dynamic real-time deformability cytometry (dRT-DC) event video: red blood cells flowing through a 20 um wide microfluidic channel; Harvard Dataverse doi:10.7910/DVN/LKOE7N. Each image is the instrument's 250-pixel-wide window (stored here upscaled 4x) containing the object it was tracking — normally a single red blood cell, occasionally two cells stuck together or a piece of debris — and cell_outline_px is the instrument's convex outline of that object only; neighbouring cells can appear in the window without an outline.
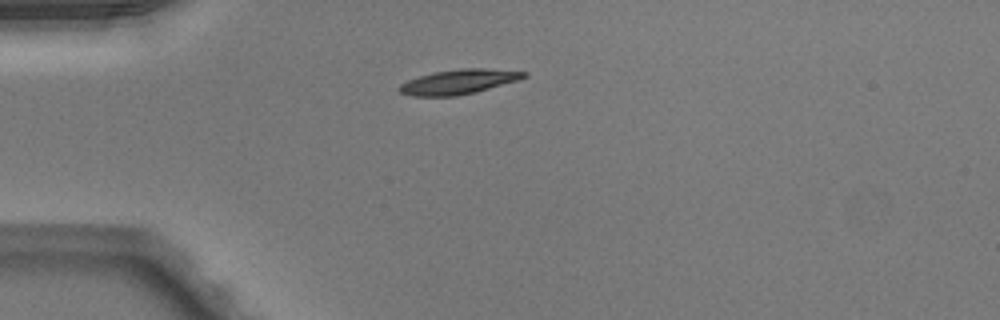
{"species": "Egyptian fruit bat (a non-hibernating species)", "species_latin": "Rousettus aegyptiacus", "temperature_condition": "warm", "stored_images_in_passage": 38, "camera_frame_rate_fps": 3000, "um_per_image_px": 0.085, "animal": {"sex": "male"}, "frame": {"image": 1, "passage_image": 1, "time_ms": 0.0, "image_size_px": [1000, 320], "cell_outline_px": [[528, 76], [520, 80], [476, 92], [456, 96], [412, 96], [400, 92], [396, 88], [400, 84], [408, 80], [432, 72], [464, 68], [484, 68], [528, 72]], "centroid_in_image_um": [39.0, 6.95], "position_along_channel_um": 46.0, "area_um2": 18.03}}
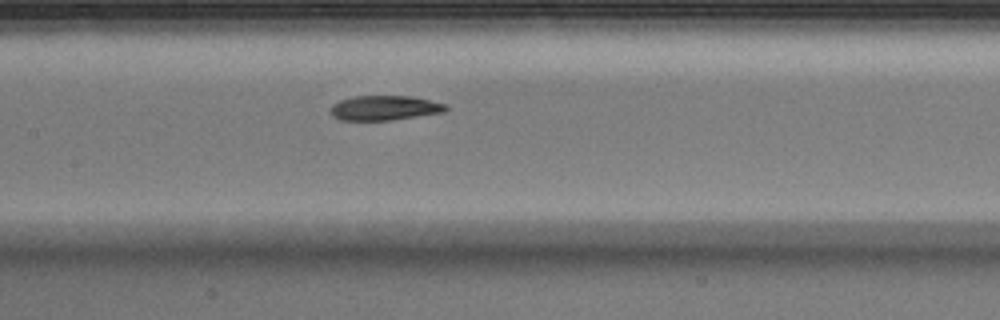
{"frame": {"image": 2, "passage_image": 12, "time_ms": 3.667, "image_size_px": [1000, 320], "cell_outline_px": [[448, 108], [444, 112], [392, 120], [340, 120], [332, 116], [328, 112], [328, 108], [332, 104], [340, 100], [356, 96], [412, 96], [448, 104]], "centroid_in_image_um": [32.66, 9.17], "position_along_channel_um": 174.7, "area_um2": 16.82}}
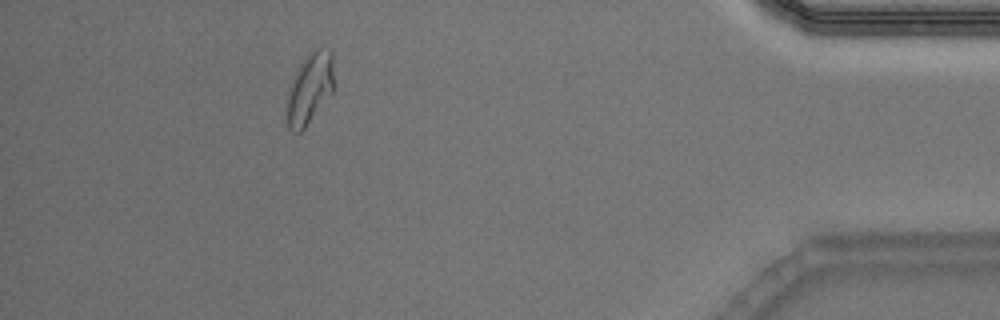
{"frame": {"image": 3, "passage_image": 33, "time_ms": 10.667, "image_size_px": [1000, 320], "cell_outline_px": [[332, 92], [304, 128], [300, 132], [292, 132], [288, 128], [288, 92], [292, 76], [296, 68], [308, 52], [312, 48], [320, 48], [332, 52]], "centroid_in_image_um": [26.3, 7.47], "position_along_channel_um": 408.9, "area_um2": 19.13}, "authors_computed_cell_mechanics": {"area_um2": 17.7735, "velocity_mm_per_s": 4.0593, "shape_relaxation_time_tau1_ms": 6.1136, "shape_relaxation_time_tau2_ms": 2.9682, "deformation_change_tau1": 0.1954, "deformation_change_tau2": 0.0786}}